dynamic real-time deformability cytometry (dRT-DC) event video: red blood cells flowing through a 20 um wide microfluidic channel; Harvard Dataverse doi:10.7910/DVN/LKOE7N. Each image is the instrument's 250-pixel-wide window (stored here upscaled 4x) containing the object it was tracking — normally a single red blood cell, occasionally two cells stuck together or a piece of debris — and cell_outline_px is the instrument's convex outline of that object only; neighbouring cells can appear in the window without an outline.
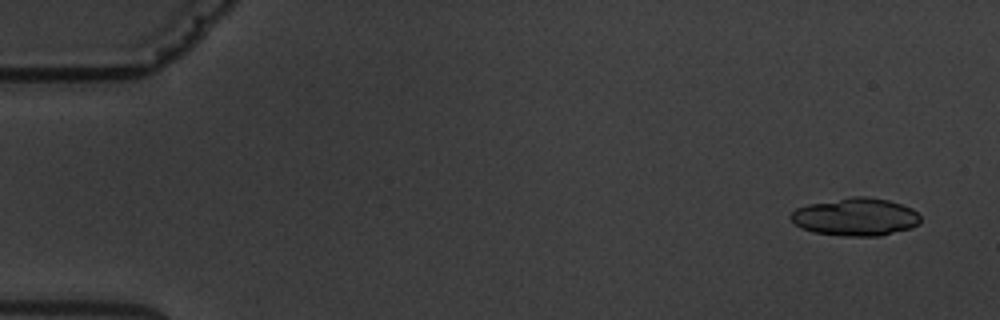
{"species": "common noctule bat (a hibernating species)", "species_latin": "Nyctalus noctula", "temperature_condition": "warm", "stored_images_in_passage": 5, "camera_frame_rate_fps": 3000, "um_per_image_px": 0.085, "animal": {"sex": "male", "body_mass_g": 19.5, "forearm_length_mm": 54.6}, "frame": {"image": 1, "passage_image": 1, "time_ms": 0.0, "image_size_px": [1000, 320], "cell_outline_px": [[920, 224], [912, 228], [880, 236], [844, 236], [812, 232], [800, 228], [788, 216], [796, 208], [808, 204], [852, 196], [868, 196], [888, 200], [912, 208], [920, 216]], "centroid_in_image_um": [72.72, 18.44], "position_along_channel_um": 12.3, "area_um2": 28.78}}